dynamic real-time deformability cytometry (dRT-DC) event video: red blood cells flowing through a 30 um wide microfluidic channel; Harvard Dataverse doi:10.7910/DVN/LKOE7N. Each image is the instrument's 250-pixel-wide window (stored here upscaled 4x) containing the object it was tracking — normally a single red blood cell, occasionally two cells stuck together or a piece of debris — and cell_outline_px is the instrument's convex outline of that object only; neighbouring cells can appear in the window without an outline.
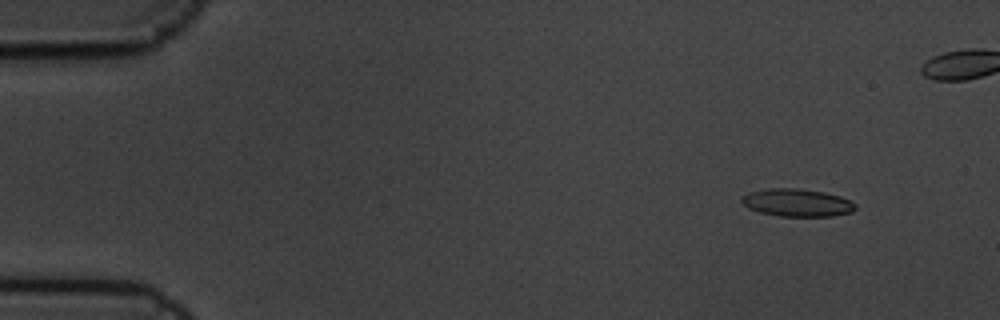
{"species": "common noctule bat (a hibernating species)", "species_latin": "Nyctalus noctula", "temperature_condition": "cold", "stored_images_in_passage": 10, "segment_of_instrument_passage": [1, 2], "camera_frame_rate_fps": 3000, "um_per_image_px": 0.085, "animal": {"sex": "male", "body_mass_g": 19.5, "forearm_length_mm": 54.6}, "frame": {"image": 1, "passage_image": 1, "time_ms": 0.0, "image_size_px": [1000, 320], "cell_outline_px": [[856, 208], [852, 212], [832, 216], [780, 216], [760, 212], [748, 208], [740, 200], [740, 196], [748, 192], [768, 188], [800, 188], [824, 192], [840, 196], [856, 204]], "centroid_in_image_um": [67.72, 17.22], "position_along_channel_um": 17.3, "area_um2": 18.44}}
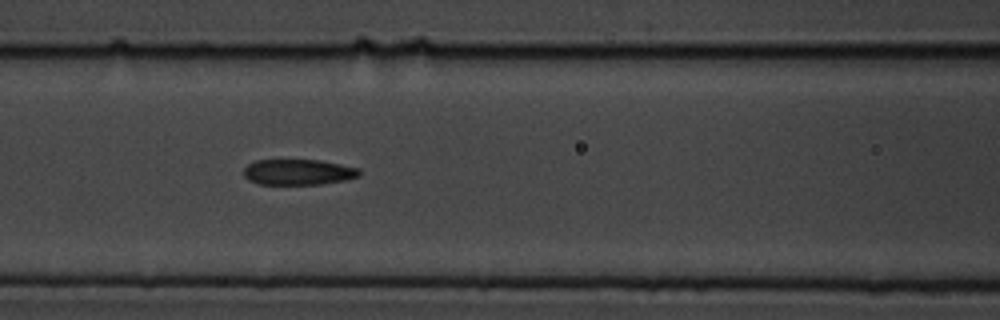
{"frame": {"image": 2, "passage_image": 7, "time_ms": 2.0, "image_size_px": [1000, 320], "cell_outline_px": [[360, 176], [344, 180], [320, 184], [260, 184], [248, 180], [244, 176], [244, 168], [248, 164], [256, 160], [320, 160], [360, 168]], "centroid_in_image_um": [25.35, 14.62], "position_along_channel_um": 141.2, "area_um2": 17.28}}
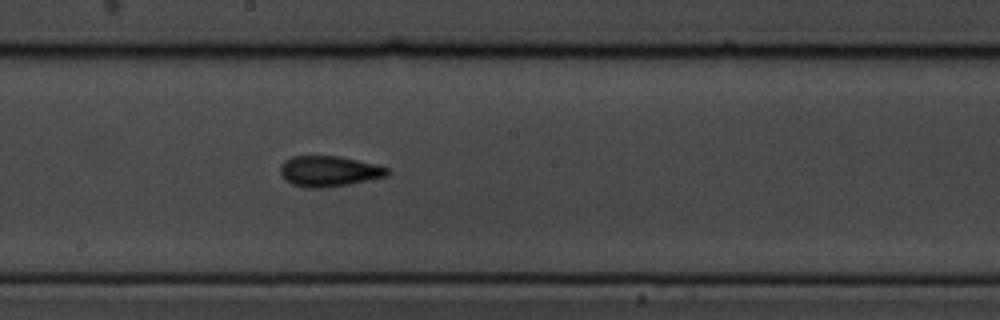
{"frame": {"image": 3, "passage_image": 9, "time_ms": 2.667, "image_size_px": [1000, 320], "cell_outline_px": [[388, 176], [348, 184], [324, 188], [308, 188], [292, 184], [284, 180], [280, 172], [280, 164], [284, 160], [292, 156], [340, 156], [376, 164], [388, 168]], "centroid_in_image_um": [27.93, 14.55], "position_along_channel_um": 220.3, "area_um2": 19.19}}